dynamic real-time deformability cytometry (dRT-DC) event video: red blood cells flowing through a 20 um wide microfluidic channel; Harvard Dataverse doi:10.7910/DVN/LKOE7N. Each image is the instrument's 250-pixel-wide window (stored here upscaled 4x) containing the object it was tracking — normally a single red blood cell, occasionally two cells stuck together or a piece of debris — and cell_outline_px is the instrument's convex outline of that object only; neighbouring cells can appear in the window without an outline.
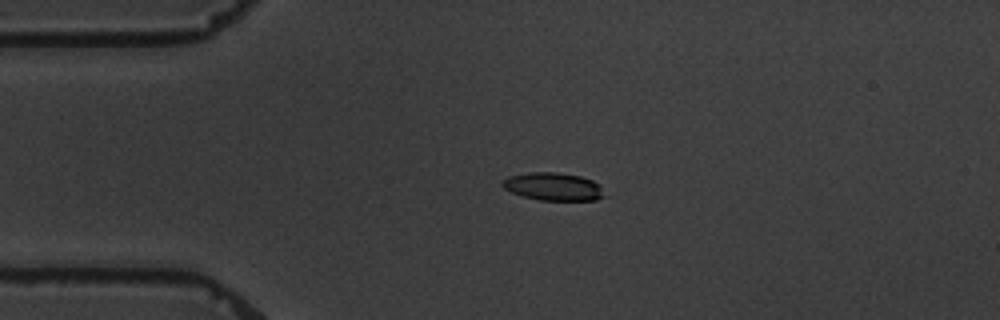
{"species": "common noctule bat (a hibernating species)", "species_latin": "Nyctalus noctula", "temperature_condition": "warm", "stored_images_in_passage": 5, "camera_frame_rate_fps": 3000, "um_per_image_px": 0.085, "animal": {"sex": "male", "body_mass_g": 19.5, "forearm_length_mm": 54.6}, "frame": {"image": 1, "passage_image": 4, "time_ms": 3.667, "image_size_px": [1000, 320], "cell_outline_px": [[604, 196], [596, 200], [540, 200], [524, 196], [512, 192], [504, 188], [500, 184], [500, 180], [508, 176], [528, 172], [556, 172], [580, 176], [592, 180], [600, 184]], "centroid_in_image_um": [46.99, 15.85], "position_along_channel_um": 38.0, "area_um2": 16.59}}